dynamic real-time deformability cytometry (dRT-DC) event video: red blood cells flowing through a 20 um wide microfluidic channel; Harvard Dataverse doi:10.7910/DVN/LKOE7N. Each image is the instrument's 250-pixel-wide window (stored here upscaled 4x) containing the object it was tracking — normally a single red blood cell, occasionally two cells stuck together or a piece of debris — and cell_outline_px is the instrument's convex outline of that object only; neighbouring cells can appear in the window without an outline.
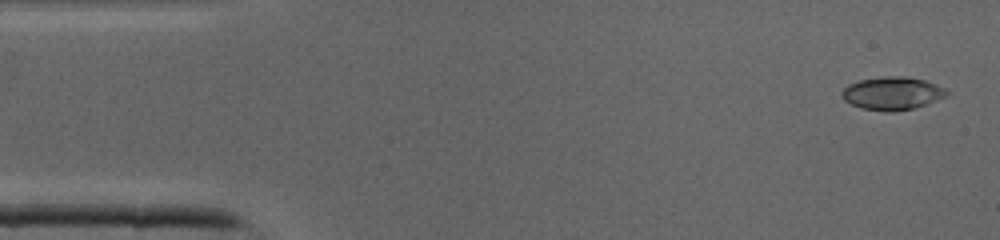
{"species": "common noctule bat (a hibernating species)", "species_latin": "Nyctalus noctula", "temperature_condition": "cold", "stored_images_in_passage": 41, "camera_frame_rate_fps": 3000, "um_per_image_px": 0.085, "animal": {"sex": "male", "body_mass_g": 19.0, "forearm_length_mm": 50.8}, "frame": {"image": 1, "passage_image": 2, "time_ms": 0.333, "image_size_px": [1000, 240], "cell_outline_px": [[948, 96], [916, 108], [892, 112], [884, 112], [860, 108], [844, 100], [840, 92], [848, 84], [860, 80], [884, 76], [904, 76], [924, 80], [936, 84], [944, 88], [948, 92]], "centroid_in_image_um": [75.84, 7.94], "position_along_channel_um": 9.2, "area_um2": 20.35}}
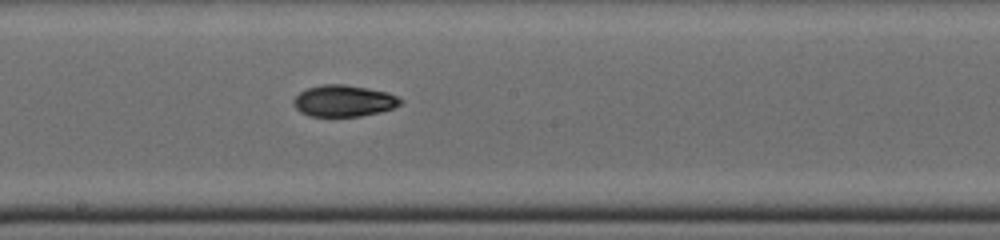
{"frame": {"image": 2, "passage_image": 22, "time_ms": 7.0, "image_size_px": [1000, 240], "cell_outline_px": [[404, 100], [400, 104], [392, 108], [380, 112], [360, 116], [308, 116], [300, 112], [292, 104], [292, 100], [300, 92], [308, 88], [324, 84], [344, 84], [368, 88], [388, 92]], "centroid_in_image_um": [29.2, 8.57], "position_along_channel_um": 219.0, "area_um2": 19.65}}
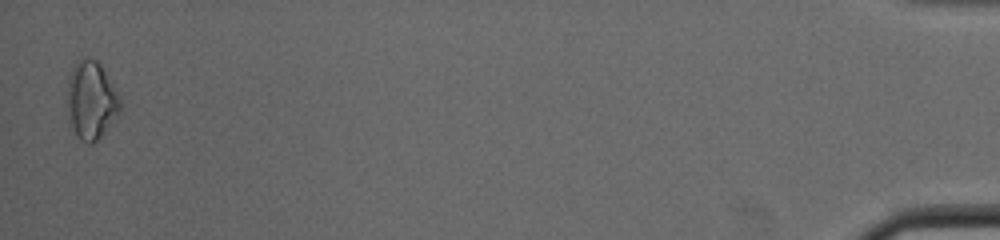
{"frame": {"image": 3, "passage_image": 41, "time_ms": 13.333, "image_size_px": [1000, 240], "cell_outline_px": [[120, 112], [100, 136], [92, 144], [88, 144], [80, 140], [68, 120], [68, 80], [72, 68], [80, 60], [88, 56], [96, 60], [100, 64], [116, 88], [120, 96]], "centroid_in_image_um": [7.76, 8.51], "position_along_channel_um": 427.4, "area_um2": 23.87}}